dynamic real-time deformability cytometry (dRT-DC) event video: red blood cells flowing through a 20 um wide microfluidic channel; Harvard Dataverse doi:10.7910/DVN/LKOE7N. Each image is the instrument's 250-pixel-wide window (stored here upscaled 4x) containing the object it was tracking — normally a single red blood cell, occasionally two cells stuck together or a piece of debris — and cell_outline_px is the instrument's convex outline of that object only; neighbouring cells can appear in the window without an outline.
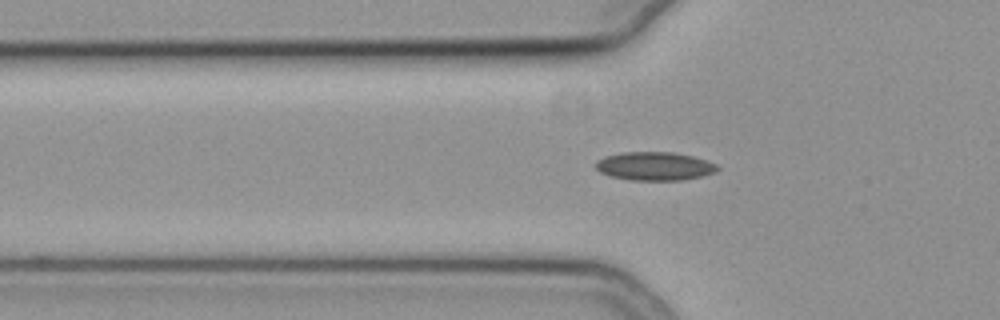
{"species": "common noctule bat (a hibernating species)", "species_latin": "Nyctalus noctula", "temperature_condition": "cold", "stored_images_in_passage": 55, "camera_frame_rate_fps": 3000, "um_per_image_px": 0.085, "animal": {"sex": "female", "body_mass_g": 19.3, "forearm_length_mm": 54.1}, "frame": {"image": 1, "passage_image": 19, "time_ms": 6.0, "image_size_px": [1000, 320], "cell_outline_px": [[720, 168], [716, 172], [704, 176], [680, 180], [628, 180], [612, 176], [600, 172], [596, 168], [596, 160], [604, 156], [624, 152], [672, 152], [692, 156], [716, 164]], "centroid_in_image_um": [55.64, 14.12], "position_along_channel_um": 70.2, "area_um2": 20.17}}
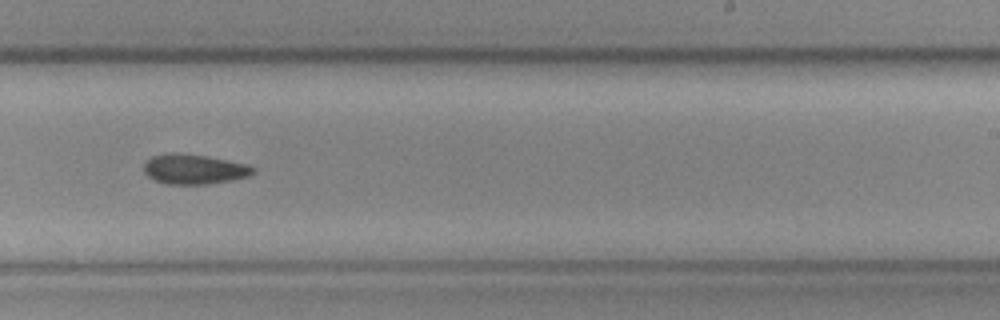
{"frame": {"image": 2, "passage_image": 35, "time_ms": 11.333, "image_size_px": [1000, 320], "cell_outline_px": [[256, 172], [248, 176], [232, 180], [208, 184], [168, 184], [156, 180], [148, 176], [144, 172], [144, 164], [152, 156], [172, 152], [204, 156], [244, 164], [256, 168]], "centroid_in_image_um": [16.49, 14.39], "position_along_channel_um": 272.5, "area_um2": 18.73}}
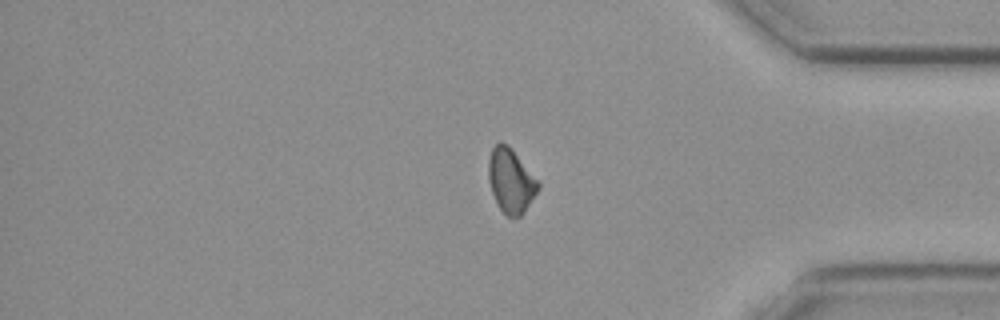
{"frame": {"image": 3, "passage_image": 46, "time_ms": 15.0, "image_size_px": [1000, 320], "cell_outline_px": [[540, 188], [524, 212], [520, 216], [508, 216], [500, 208], [492, 192], [488, 180], [488, 160], [492, 148], [496, 144], [504, 144], [540, 180]], "centroid_in_image_um": [43.44, 15.4], "position_along_channel_um": 391.8, "area_um2": 18.09}}